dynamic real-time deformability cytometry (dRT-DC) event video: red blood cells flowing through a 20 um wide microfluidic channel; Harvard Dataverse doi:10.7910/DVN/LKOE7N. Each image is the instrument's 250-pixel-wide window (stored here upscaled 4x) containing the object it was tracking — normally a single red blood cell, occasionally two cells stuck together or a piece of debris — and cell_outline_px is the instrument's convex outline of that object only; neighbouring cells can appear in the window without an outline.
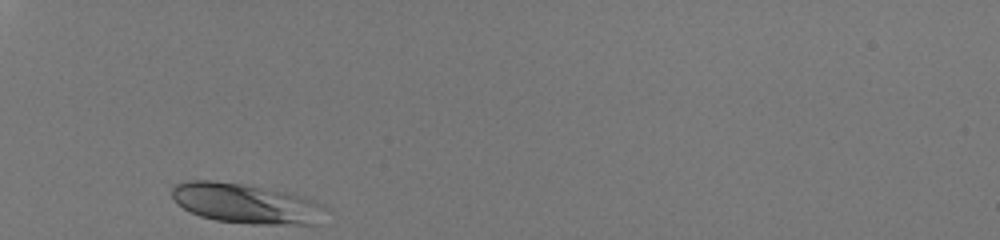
{"species": "human", "species_latin": "Homo sapiens", "temperature_condition": "room temperature", "stored_images_in_passage": 27, "camera_frame_rate_fps": 3000, "um_per_image_px": 0.085, "donor": {"sex": "male"}, "frame": {"image": 1, "passage_image": 1, "time_ms": 0.0, "image_size_px": [1000, 240], "cell_outline_px": [[332, 212], [320, 224], [256, 224], [216, 220], [200, 216], [184, 208], [172, 196], [172, 188], [176, 184], [188, 180], [212, 180], [244, 184], [288, 192], [304, 196], [324, 204]], "centroid_in_image_um": [21.06, 17.3], "position_along_channel_um": 63.9, "area_um2": 36.3}}
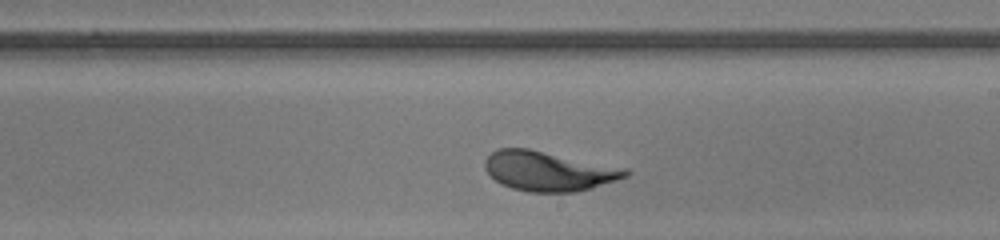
{"frame": {"image": 2, "passage_image": 16, "time_ms": 5.0, "image_size_px": [1000, 240], "cell_outline_px": [[632, 172], [628, 176], [592, 188], [576, 192], [528, 192], [512, 188], [500, 184], [484, 168], [484, 160], [496, 148], [528, 148], [628, 168]], "centroid_in_image_um": [46.65, 14.54], "position_along_channel_um": 242.4, "area_um2": 32.71}}
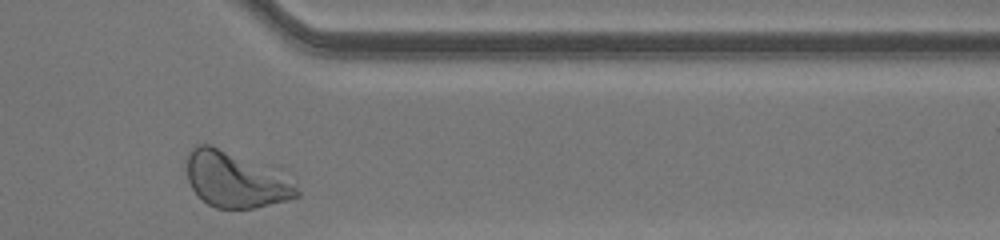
{"frame": {"image": 3, "passage_image": 27, "time_ms": 8.667, "image_size_px": [1000, 240], "cell_outline_px": [[300, 196], [252, 208], [216, 208], [208, 204], [192, 188], [188, 180], [184, 168], [188, 152], [196, 144], [208, 144], [276, 176], [296, 188], [300, 192]], "centroid_in_image_um": [19.79, 15.33], "position_along_channel_um": 391.6, "area_um2": 33.0}, "authors_computed_cell_mechanics": {"area_um2": 31.501, "velocity_mm_per_s": 4.065, "shape_relaxation_time_tau1_ms": 1.8876, "shape_relaxation_time_tau2_ms": null, "deformation_change_tau1": 0.133, "deformation_change_tau2": null}}